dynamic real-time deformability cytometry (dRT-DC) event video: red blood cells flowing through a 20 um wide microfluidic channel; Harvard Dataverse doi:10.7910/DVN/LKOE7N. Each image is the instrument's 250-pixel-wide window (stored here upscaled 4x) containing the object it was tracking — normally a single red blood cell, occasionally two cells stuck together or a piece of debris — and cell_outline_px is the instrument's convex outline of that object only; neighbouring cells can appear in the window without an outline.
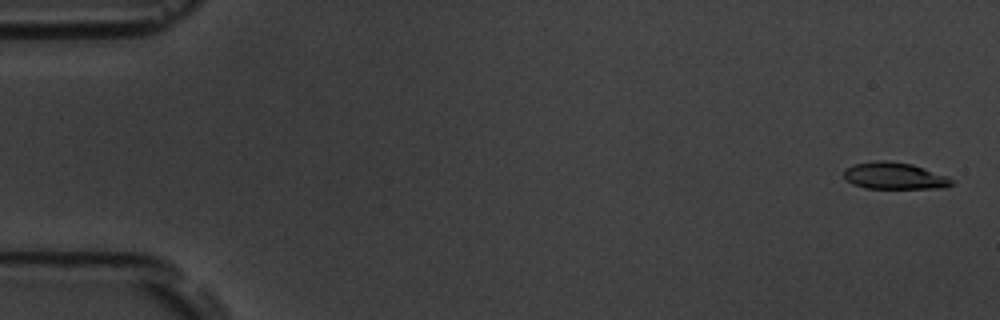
{"species": "common noctule bat (a hibernating species)", "species_latin": "Nyctalus noctula", "temperature_condition": "room temperature", "stored_images_in_passage": 57, "camera_frame_rate_fps": 3000, "um_per_image_px": 0.085, "animal": {"sex": "male", "body_mass_g": 19.5, "forearm_length_mm": 54.6}, "frame": {"image": 1, "passage_image": 2, "time_ms": 0.333, "image_size_px": [1000, 320], "cell_outline_px": [[956, 180], [952, 184], [944, 188], [864, 188], [852, 184], [844, 176], [844, 168], [852, 164], [876, 160], [888, 160], [912, 164], [948, 176]], "centroid_in_image_um": [76.03, 14.94], "position_along_channel_um": 9.0, "area_um2": 17.05}}
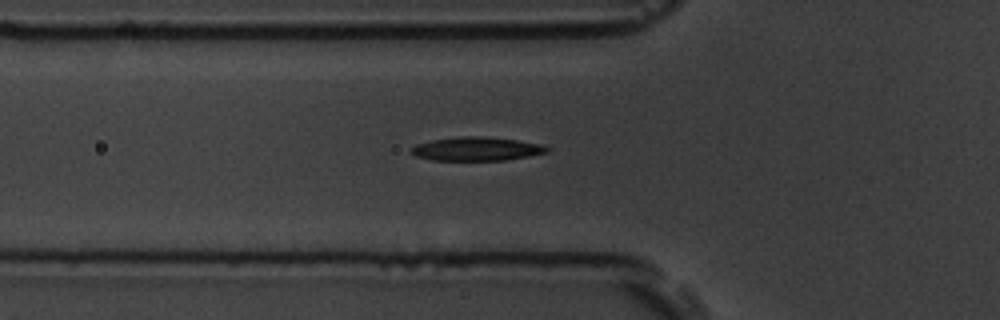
{"frame": {"image": 2, "passage_image": 20, "time_ms": 6.333, "image_size_px": [1000, 320], "cell_outline_px": [[552, 148], [548, 152], [528, 156], [504, 160], [432, 160], [416, 156], [408, 152], [416, 144], [432, 140], [460, 136], [484, 136], [516, 140], [540, 144]], "centroid_in_image_um": [40.5, 12.65], "position_along_channel_um": 85.3, "area_um2": 18.73}}
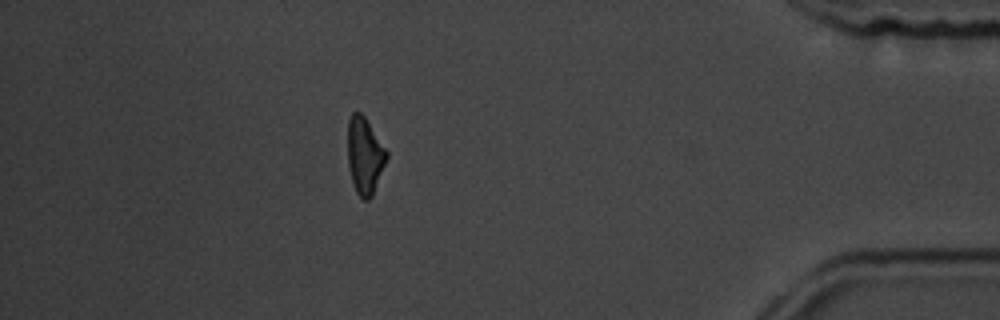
{"frame": {"image": 3, "passage_image": 50, "time_ms": 16.333, "image_size_px": [1000, 320], "cell_outline_px": [[388, 156], [372, 196], [368, 200], [364, 200], [356, 192], [352, 180], [348, 164], [348, 120], [352, 112], [360, 112], [364, 116], [388, 152]], "centroid_in_image_um": [31.0, 13.22], "position_along_channel_um": 404.2, "area_um2": 17.17}, "authors_computed_cell_mechanics": {"area_um2": 18.3804, "velocity_mm_per_s": 3.6458, "shape_relaxation_time_tau1_ms": 4.4724, "shape_relaxation_time_tau2_ms": 4.2863, "deformation_change_tau1": 0.1661, "deformation_change_tau2": 0.125}}